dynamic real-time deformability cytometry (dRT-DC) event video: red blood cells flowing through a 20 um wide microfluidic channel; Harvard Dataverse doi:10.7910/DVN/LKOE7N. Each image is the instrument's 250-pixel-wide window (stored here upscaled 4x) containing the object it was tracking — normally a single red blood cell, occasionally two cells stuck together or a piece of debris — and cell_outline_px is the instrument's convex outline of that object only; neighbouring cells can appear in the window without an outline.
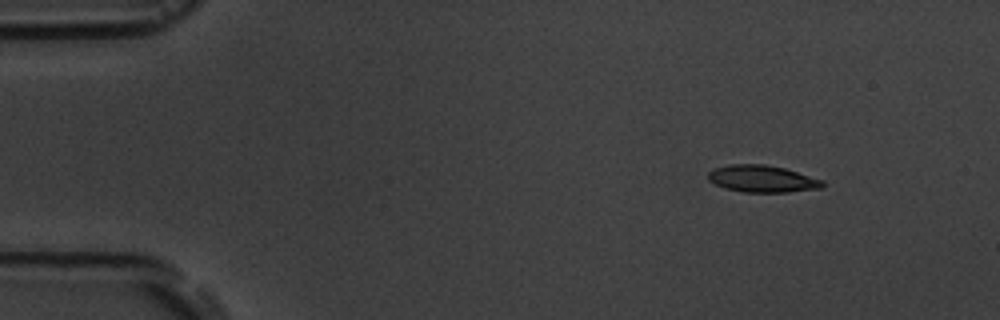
{"species": "common noctule bat (a hibernating species)", "species_latin": "Nyctalus noctula", "temperature_condition": "room temperature", "stored_images_in_passage": 5, "camera_frame_rate_fps": 3000, "um_per_image_px": 0.085, "animal": {"sex": "male", "body_mass_g": 19.5, "forearm_length_mm": 54.6}, "frame": {"image": 1, "passage_image": 2, "time_ms": 1.333, "image_size_px": [1000, 320], "cell_outline_px": [[824, 188], [788, 192], [744, 192], [724, 188], [708, 180], [708, 172], [716, 168], [728, 164], [764, 164], [784, 168], [824, 180]], "centroid_in_image_um": [64.81, 15.2], "position_along_channel_um": 20.2, "area_um2": 18.03}}
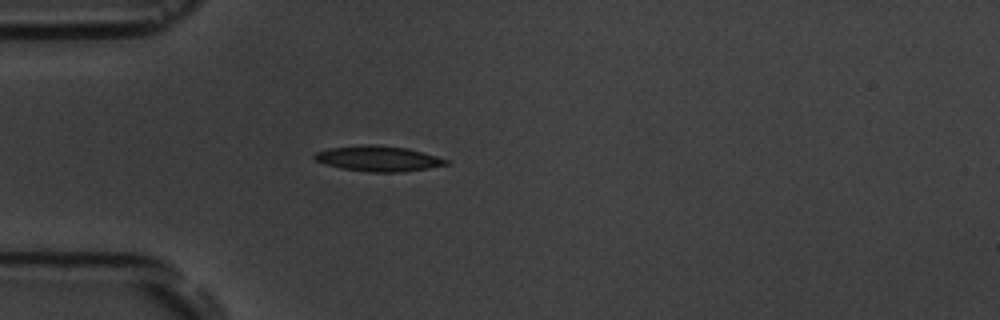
{"frame": {"image": 2, "passage_image": 5, "time_ms": 4.333, "image_size_px": [1000, 320], "cell_outline_px": [[448, 164], [400, 172], [368, 172], [340, 168], [324, 164], [316, 160], [312, 156], [316, 152], [328, 148], [364, 144], [376, 144], [408, 148], [436, 156], [448, 160]], "centroid_in_image_um": [32.08, 13.47], "position_along_channel_um": 52.9, "area_um2": 19.42}}